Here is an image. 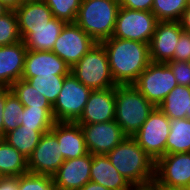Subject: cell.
I'll list each match as a JSON object with an SVG mask.
<instances>
[{"label": "cell", "mask_w": 190, "mask_h": 190, "mask_svg": "<svg viewBox=\"0 0 190 190\" xmlns=\"http://www.w3.org/2000/svg\"><path fill=\"white\" fill-rule=\"evenodd\" d=\"M79 125L84 135L86 148L92 155H106L126 137L115 120Z\"/></svg>", "instance_id": "cell-12"}, {"label": "cell", "mask_w": 190, "mask_h": 190, "mask_svg": "<svg viewBox=\"0 0 190 190\" xmlns=\"http://www.w3.org/2000/svg\"><path fill=\"white\" fill-rule=\"evenodd\" d=\"M0 2L10 10H15L24 2V0H0Z\"/></svg>", "instance_id": "cell-41"}, {"label": "cell", "mask_w": 190, "mask_h": 190, "mask_svg": "<svg viewBox=\"0 0 190 190\" xmlns=\"http://www.w3.org/2000/svg\"><path fill=\"white\" fill-rule=\"evenodd\" d=\"M158 108L170 119H190V87L177 85Z\"/></svg>", "instance_id": "cell-23"}, {"label": "cell", "mask_w": 190, "mask_h": 190, "mask_svg": "<svg viewBox=\"0 0 190 190\" xmlns=\"http://www.w3.org/2000/svg\"><path fill=\"white\" fill-rule=\"evenodd\" d=\"M71 68L53 51L27 50L22 79L40 75L67 76Z\"/></svg>", "instance_id": "cell-17"}, {"label": "cell", "mask_w": 190, "mask_h": 190, "mask_svg": "<svg viewBox=\"0 0 190 190\" xmlns=\"http://www.w3.org/2000/svg\"><path fill=\"white\" fill-rule=\"evenodd\" d=\"M106 155L131 186L154 182L155 160L138 145L133 137L126 136Z\"/></svg>", "instance_id": "cell-2"}, {"label": "cell", "mask_w": 190, "mask_h": 190, "mask_svg": "<svg viewBox=\"0 0 190 190\" xmlns=\"http://www.w3.org/2000/svg\"><path fill=\"white\" fill-rule=\"evenodd\" d=\"M0 190H18V177H1Z\"/></svg>", "instance_id": "cell-39"}, {"label": "cell", "mask_w": 190, "mask_h": 190, "mask_svg": "<svg viewBox=\"0 0 190 190\" xmlns=\"http://www.w3.org/2000/svg\"><path fill=\"white\" fill-rule=\"evenodd\" d=\"M179 22L183 31L190 33V5H188V7L183 12Z\"/></svg>", "instance_id": "cell-40"}, {"label": "cell", "mask_w": 190, "mask_h": 190, "mask_svg": "<svg viewBox=\"0 0 190 190\" xmlns=\"http://www.w3.org/2000/svg\"><path fill=\"white\" fill-rule=\"evenodd\" d=\"M161 190H190V189H181V188H165V187H161Z\"/></svg>", "instance_id": "cell-45"}, {"label": "cell", "mask_w": 190, "mask_h": 190, "mask_svg": "<svg viewBox=\"0 0 190 190\" xmlns=\"http://www.w3.org/2000/svg\"><path fill=\"white\" fill-rule=\"evenodd\" d=\"M190 152V119H170L165 154Z\"/></svg>", "instance_id": "cell-26"}, {"label": "cell", "mask_w": 190, "mask_h": 190, "mask_svg": "<svg viewBox=\"0 0 190 190\" xmlns=\"http://www.w3.org/2000/svg\"><path fill=\"white\" fill-rule=\"evenodd\" d=\"M64 161L56 136L48 131L41 136L28 158V170L32 174L52 177Z\"/></svg>", "instance_id": "cell-13"}, {"label": "cell", "mask_w": 190, "mask_h": 190, "mask_svg": "<svg viewBox=\"0 0 190 190\" xmlns=\"http://www.w3.org/2000/svg\"><path fill=\"white\" fill-rule=\"evenodd\" d=\"M18 190H58L48 175L26 173L18 177Z\"/></svg>", "instance_id": "cell-33"}, {"label": "cell", "mask_w": 190, "mask_h": 190, "mask_svg": "<svg viewBox=\"0 0 190 190\" xmlns=\"http://www.w3.org/2000/svg\"><path fill=\"white\" fill-rule=\"evenodd\" d=\"M120 7L131 10L152 11L153 0H118Z\"/></svg>", "instance_id": "cell-37"}, {"label": "cell", "mask_w": 190, "mask_h": 190, "mask_svg": "<svg viewBox=\"0 0 190 190\" xmlns=\"http://www.w3.org/2000/svg\"><path fill=\"white\" fill-rule=\"evenodd\" d=\"M11 88L0 87V136H4V125H3V111L6 102V97L11 93Z\"/></svg>", "instance_id": "cell-38"}, {"label": "cell", "mask_w": 190, "mask_h": 190, "mask_svg": "<svg viewBox=\"0 0 190 190\" xmlns=\"http://www.w3.org/2000/svg\"><path fill=\"white\" fill-rule=\"evenodd\" d=\"M65 24V21L54 17L45 26L18 27V29L27 50L52 51Z\"/></svg>", "instance_id": "cell-19"}, {"label": "cell", "mask_w": 190, "mask_h": 190, "mask_svg": "<svg viewBox=\"0 0 190 190\" xmlns=\"http://www.w3.org/2000/svg\"><path fill=\"white\" fill-rule=\"evenodd\" d=\"M50 130L51 128H29L21 125L2 138L28 159L39 144L41 136Z\"/></svg>", "instance_id": "cell-22"}, {"label": "cell", "mask_w": 190, "mask_h": 190, "mask_svg": "<svg viewBox=\"0 0 190 190\" xmlns=\"http://www.w3.org/2000/svg\"><path fill=\"white\" fill-rule=\"evenodd\" d=\"M18 19L15 10H9L0 16V47L21 41Z\"/></svg>", "instance_id": "cell-32"}, {"label": "cell", "mask_w": 190, "mask_h": 190, "mask_svg": "<svg viewBox=\"0 0 190 190\" xmlns=\"http://www.w3.org/2000/svg\"><path fill=\"white\" fill-rule=\"evenodd\" d=\"M178 85L167 63L150 62L133 86L156 108Z\"/></svg>", "instance_id": "cell-6"}, {"label": "cell", "mask_w": 190, "mask_h": 190, "mask_svg": "<svg viewBox=\"0 0 190 190\" xmlns=\"http://www.w3.org/2000/svg\"><path fill=\"white\" fill-rule=\"evenodd\" d=\"M28 172V159L1 138L0 175L2 177H19Z\"/></svg>", "instance_id": "cell-24"}, {"label": "cell", "mask_w": 190, "mask_h": 190, "mask_svg": "<svg viewBox=\"0 0 190 190\" xmlns=\"http://www.w3.org/2000/svg\"><path fill=\"white\" fill-rule=\"evenodd\" d=\"M80 190H109V189L105 188L100 184L89 181Z\"/></svg>", "instance_id": "cell-42"}, {"label": "cell", "mask_w": 190, "mask_h": 190, "mask_svg": "<svg viewBox=\"0 0 190 190\" xmlns=\"http://www.w3.org/2000/svg\"><path fill=\"white\" fill-rule=\"evenodd\" d=\"M178 85L190 87V64L185 61H168Z\"/></svg>", "instance_id": "cell-35"}, {"label": "cell", "mask_w": 190, "mask_h": 190, "mask_svg": "<svg viewBox=\"0 0 190 190\" xmlns=\"http://www.w3.org/2000/svg\"><path fill=\"white\" fill-rule=\"evenodd\" d=\"M130 190H161V187H159L153 182L147 185L132 186Z\"/></svg>", "instance_id": "cell-43"}, {"label": "cell", "mask_w": 190, "mask_h": 190, "mask_svg": "<svg viewBox=\"0 0 190 190\" xmlns=\"http://www.w3.org/2000/svg\"><path fill=\"white\" fill-rule=\"evenodd\" d=\"M10 88L24 107L53 108L49 101L25 79H19Z\"/></svg>", "instance_id": "cell-28"}, {"label": "cell", "mask_w": 190, "mask_h": 190, "mask_svg": "<svg viewBox=\"0 0 190 190\" xmlns=\"http://www.w3.org/2000/svg\"><path fill=\"white\" fill-rule=\"evenodd\" d=\"M50 131L60 144L64 160L81 157L88 153L83 132L77 122H55Z\"/></svg>", "instance_id": "cell-20"}, {"label": "cell", "mask_w": 190, "mask_h": 190, "mask_svg": "<svg viewBox=\"0 0 190 190\" xmlns=\"http://www.w3.org/2000/svg\"><path fill=\"white\" fill-rule=\"evenodd\" d=\"M10 9L0 2V16L4 15Z\"/></svg>", "instance_id": "cell-44"}, {"label": "cell", "mask_w": 190, "mask_h": 190, "mask_svg": "<svg viewBox=\"0 0 190 190\" xmlns=\"http://www.w3.org/2000/svg\"><path fill=\"white\" fill-rule=\"evenodd\" d=\"M94 44L96 42L76 23H66L52 51L72 68Z\"/></svg>", "instance_id": "cell-11"}, {"label": "cell", "mask_w": 190, "mask_h": 190, "mask_svg": "<svg viewBox=\"0 0 190 190\" xmlns=\"http://www.w3.org/2000/svg\"><path fill=\"white\" fill-rule=\"evenodd\" d=\"M115 87L92 90L78 124H94L115 120Z\"/></svg>", "instance_id": "cell-16"}, {"label": "cell", "mask_w": 190, "mask_h": 190, "mask_svg": "<svg viewBox=\"0 0 190 190\" xmlns=\"http://www.w3.org/2000/svg\"><path fill=\"white\" fill-rule=\"evenodd\" d=\"M64 78L65 76L40 75L25 80L40 92L53 106L63 88Z\"/></svg>", "instance_id": "cell-29"}, {"label": "cell", "mask_w": 190, "mask_h": 190, "mask_svg": "<svg viewBox=\"0 0 190 190\" xmlns=\"http://www.w3.org/2000/svg\"><path fill=\"white\" fill-rule=\"evenodd\" d=\"M24 110L23 104L11 92L6 97V102L3 111L4 135L9 131L16 129L18 125V114Z\"/></svg>", "instance_id": "cell-34"}, {"label": "cell", "mask_w": 190, "mask_h": 190, "mask_svg": "<svg viewBox=\"0 0 190 190\" xmlns=\"http://www.w3.org/2000/svg\"><path fill=\"white\" fill-rule=\"evenodd\" d=\"M26 52L27 48L22 40L0 47V87L10 88L13 83L22 79Z\"/></svg>", "instance_id": "cell-18"}, {"label": "cell", "mask_w": 190, "mask_h": 190, "mask_svg": "<svg viewBox=\"0 0 190 190\" xmlns=\"http://www.w3.org/2000/svg\"><path fill=\"white\" fill-rule=\"evenodd\" d=\"M18 27L45 26L54 16L45 2H23L15 9Z\"/></svg>", "instance_id": "cell-25"}, {"label": "cell", "mask_w": 190, "mask_h": 190, "mask_svg": "<svg viewBox=\"0 0 190 190\" xmlns=\"http://www.w3.org/2000/svg\"><path fill=\"white\" fill-rule=\"evenodd\" d=\"M17 118L19 126L29 128H52L55 123L53 108L24 107Z\"/></svg>", "instance_id": "cell-27"}, {"label": "cell", "mask_w": 190, "mask_h": 190, "mask_svg": "<svg viewBox=\"0 0 190 190\" xmlns=\"http://www.w3.org/2000/svg\"><path fill=\"white\" fill-rule=\"evenodd\" d=\"M82 0H45L52 15L66 23H75Z\"/></svg>", "instance_id": "cell-31"}, {"label": "cell", "mask_w": 190, "mask_h": 190, "mask_svg": "<svg viewBox=\"0 0 190 190\" xmlns=\"http://www.w3.org/2000/svg\"><path fill=\"white\" fill-rule=\"evenodd\" d=\"M90 181L109 190H130L132 188L105 154L92 155Z\"/></svg>", "instance_id": "cell-21"}, {"label": "cell", "mask_w": 190, "mask_h": 190, "mask_svg": "<svg viewBox=\"0 0 190 190\" xmlns=\"http://www.w3.org/2000/svg\"><path fill=\"white\" fill-rule=\"evenodd\" d=\"M101 43L116 85H133L151 62L149 44L144 42L111 37Z\"/></svg>", "instance_id": "cell-1"}, {"label": "cell", "mask_w": 190, "mask_h": 190, "mask_svg": "<svg viewBox=\"0 0 190 190\" xmlns=\"http://www.w3.org/2000/svg\"><path fill=\"white\" fill-rule=\"evenodd\" d=\"M182 32L183 29L178 21H158L149 43L150 60L162 63L172 60Z\"/></svg>", "instance_id": "cell-14"}, {"label": "cell", "mask_w": 190, "mask_h": 190, "mask_svg": "<svg viewBox=\"0 0 190 190\" xmlns=\"http://www.w3.org/2000/svg\"><path fill=\"white\" fill-rule=\"evenodd\" d=\"M158 20L151 11L120 7L112 37L149 44Z\"/></svg>", "instance_id": "cell-8"}, {"label": "cell", "mask_w": 190, "mask_h": 190, "mask_svg": "<svg viewBox=\"0 0 190 190\" xmlns=\"http://www.w3.org/2000/svg\"><path fill=\"white\" fill-rule=\"evenodd\" d=\"M92 154L65 160L52 176L58 190H80L90 181Z\"/></svg>", "instance_id": "cell-15"}, {"label": "cell", "mask_w": 190, "mask_h": 190, "mask_svg": "<svg viewBox=\"0 0 190 190\" xmlns=\"http://www.w3.org/2000/svg\"><path fill=\"white\" fill-rule=\"evenodd\" d=\"M188 0H153L152 13L158 21H180Z\"/></svg>", "instance_id": "cell-30"}, {"label": "cell", "mask_w": 190, "mask_h": 190, "mask_svg": "<svg viewBox=\"0 0 190 190\" xmlns=\"http://www.w3.org/2000/svg\"><path fill=\"white\" fill-rule=\"evenodd\" d=\"M119 8L118 0H82L75 23L101 43L112 37Z\"/></svg>", "instance_id": "cell-3"}, {"label": "cell", "mask_w": 190, "mask_h": 190, "mask_svg": "<svg viewBox=\"0 0 190 190\" xmlns=\"http://www.w3.org/2000/svg\"><path fill=\"white\" fill-rule=\"evenodd\" d=\"M190 60V33L183 31L179 41L176 44L174 58L170 61H185Z\"/></svg>", "instance_id": "cell-36"}, {"label": "cell", "mask_w": 190, "mask_h": 190, "mask_svg": "<svg viewBox=\"0 0 190 190\" xmlns=\"http://www.w3.org/2000/svg\"><path fill=\"white\" fill-rule=\"evenodd\" d=\"M70 73L91 90L114 88L106 49L102 43L94 46L74 65Z\"/></svg>", "instance_id": "cell-5"}, {"label": "cell", "mask_w": 190, "mask_h": 190, "mask_svg": "<svg viewBox=\"0 0 190 190\" xmlns=\"http://www.w3.org/2000/svg\"><path fill=\"white\" fill-rule=\"evenodd\" d=\"M115 121L126 136H133L156 108L133 85L115 87Z\"/></svg>", "instance_id": "cell-4"}, {"label": "cell", "mask_w": 190, "mask_h": 190, "mask_svg": "<svg viewBox=\"0 0 190 190\" xmlns=\"http://www.w3.org/2000/svg\"><path fill=\"white\" fill-rule=\"evenodd\" d=\"M169 132L170 118L159 108H155L132 137L156 161L165 155V146Z\"/></svg>", "instance_id": "cell-9"}, {"label": "cell", "mask_w": 190, "mask_h": 190, "mask_svg": "<svg viewBox=\"0 0 190 190\" xmlns=\"http://www.w3.org/2000/svg\"><path fill=\"white\" fill-rule=\"evenodd\" d=\"M154 183L159 187L190 189V152L165 154L158 158Z\"/></svg>", "instance_id": "cell-10"}, {"label": "cell", "mask_w": 190, "mask_h": 190, "mask_svg": "<svg viewBox=\"0 0 190 190\" xmlns=\"http://www.w3.org/2000/svg\"><path fill=\"white\" fill-rule=\"evenodd\" d=\"M24 2H45V0H24Z\"/></svg>", "instance_id": "cell-46"}, {"label": "cell", "mask_w": 190, "mask_h": 190, "mask_svg": "<svg viewBox=\"0 0 190 190\" xmlns=\"http://www.w3.org/2000/svg\"><path fill=\"white\" fill-rule=\"evenodd\" d=\"M91 91L71 73L65 76L63 88L53 105L55 122H76L84 111Z\"/></svg>", "instance_id": "cell-7"}]
</instances>
